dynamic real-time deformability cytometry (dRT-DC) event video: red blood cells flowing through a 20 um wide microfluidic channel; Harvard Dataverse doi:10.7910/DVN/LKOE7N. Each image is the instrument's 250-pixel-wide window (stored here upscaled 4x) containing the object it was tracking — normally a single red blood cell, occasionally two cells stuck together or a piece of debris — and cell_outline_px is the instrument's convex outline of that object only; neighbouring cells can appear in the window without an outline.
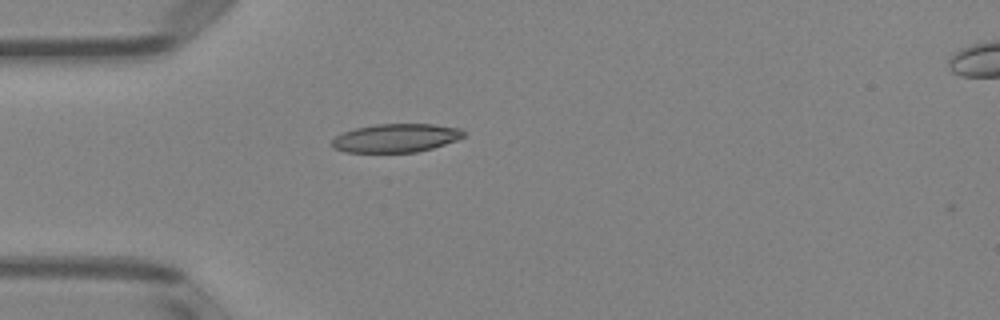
{"species": "Egyptian fruit bat (a non-hibernating species)", "species_latin": "Rousettus aegyptiacus", "temperature_condition": "room temperature", "stored_images_in_passage": 3, "camera_frame_rate_fps": 3000, "um_per_image_px": 0.085, "animal": {"sex": "female"}, "frame": {"image": 1, "passage_image": 1, "time_ms": 0.0, "image_size_px": [1000, 320], "cell_outline_px": [[464, 136], [456, 140], [432, 148], [416, 152], [344, 152], [332, 148], [332, 140], [336, 136], [344, 132], [356, 128], [376, 124], [432, 124], [460, 128], [464, 132]], "centroid_in_image_um": [33.63, 11.73], "position_along_channel_um": 51.4, "area_um2": 21.73}}